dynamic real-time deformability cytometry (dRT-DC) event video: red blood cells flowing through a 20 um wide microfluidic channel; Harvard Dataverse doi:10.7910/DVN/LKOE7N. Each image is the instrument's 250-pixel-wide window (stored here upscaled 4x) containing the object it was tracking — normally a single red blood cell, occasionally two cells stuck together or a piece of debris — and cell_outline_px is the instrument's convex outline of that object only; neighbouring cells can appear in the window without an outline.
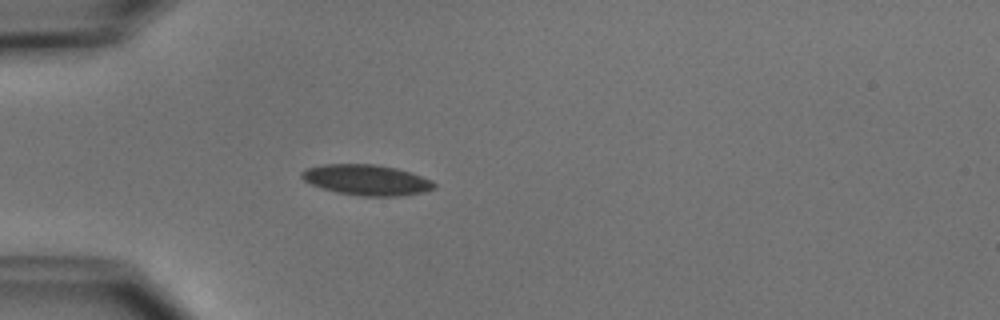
{"species": "common noctule bat (a hibernating species)", "species_latin": "Nyctalus noctula", "temperature_condition": "cold", "stored_images_in_passage": 3, "camera_frame_rate_fps": 3000, "um_per_image_px": 0.085, "animal": {"sex": "male", "body_mass_g": 15.6}, "frame": {"image": 1, "passage_image": 3, "time_ms": 3.0, "image_size_px": [1000, 320], "cell_outline_px": [[436, 188], [424, 192], [396, 196], [360, 196], [336, 192], [312, 184], [304, 180], [300, 176], [300, 172], [304, 168], [324, 164], [372, 164], [396, 168], [432, 180], [436, 184]], "centroid_in_image_um": [31.14, 15.29], "position_along_channel_um": 53.9, "area_um2": 23.52}}